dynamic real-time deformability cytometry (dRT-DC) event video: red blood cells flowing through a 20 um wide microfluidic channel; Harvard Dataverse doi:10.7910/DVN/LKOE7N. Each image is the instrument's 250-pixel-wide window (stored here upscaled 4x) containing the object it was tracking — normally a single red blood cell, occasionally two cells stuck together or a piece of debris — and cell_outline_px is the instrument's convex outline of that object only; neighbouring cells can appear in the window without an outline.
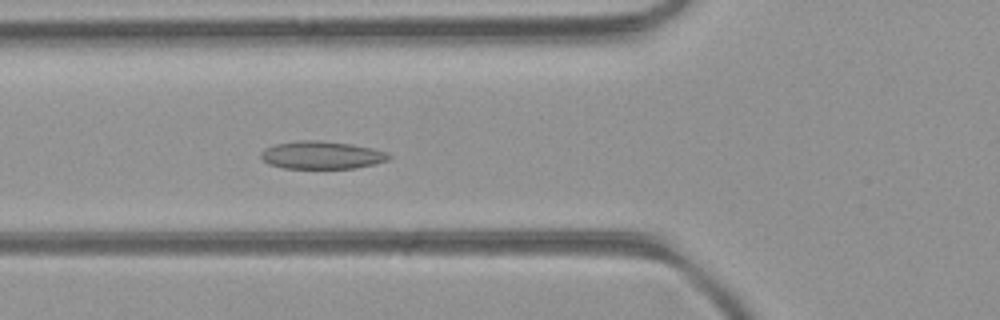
{"species": "common noctule bat (a hibernating species)", "species_latin": "Nyctalus noctula", "temperature_condition": "room temperature", "stored_images_in_passage": 41, "camera_frame_rate_fps": 3000, "um_per_image_px": 0.085, "animal": {"sex": "female", "body_mass_g": 21.9}, "frame": {"image": 1, "passage_image": 9, "time_ms": 2.667, "image_size_px": [1000, 320], "cell_outline_px": [[392, 156], [388, 160], [376, 164], [356, 168], [284, 168], [268, 164], [260, 156], [260, 152], [264, 148], [276, 144], [300, 140], [316, 140], [352, 144], [372, 148], [388, 152]], "centroid_in_image_um": [27.36, 13.18], "position_along_channel_um": 98.4, "area_um2": 20.81}}
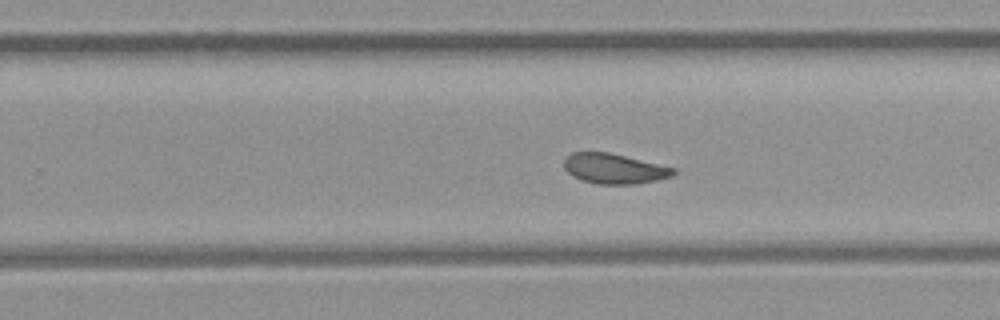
{"frame": {"image": 2, "passage_image": 22, "time_ms": 7.0, "image_size_px": [1000, 320], "cell_outline_px": [[676, 172], [672, 176], [656, 180], [636, 184], [596, 184], [580, 180], [572, 176], [564, 168], [564, 160], [572, 152], [608, 152], [676, 168]], "centroid_in_image_um": [52.19, 14.34], "position_along_channel_um": 277.6, "area_um2": 19.19}}
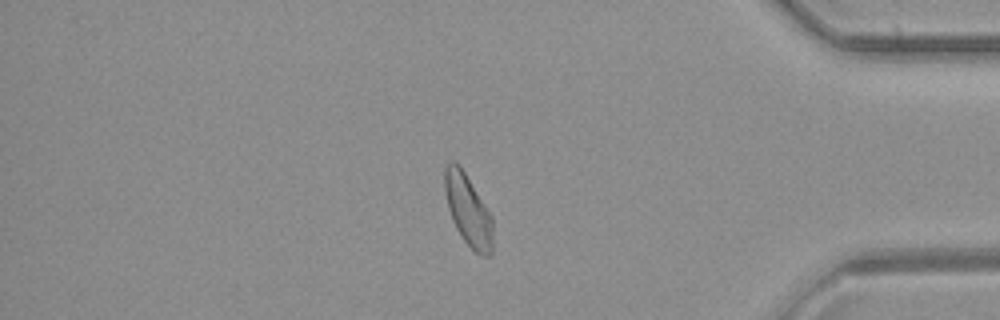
{"frame": {"image": 3, "passage_image": 33, "time_ms": 10.667, "image_size_px": [1000, 320], "cell_outline_px": [[492, 252], [488, 256], [480, 256], [464, 240], [456, 228], [452, 220], [448, 208], [444, 192], [444, 168], [448, 160], [456, 160], [460, 164], [492, 216]], "centroid_in_image_um": [39.76, 17.8], "position_along_channel_um": 395.4, "area_um2": 20.17}, "authors_computed_cell_mechanics": {"area_um2": 20.1144, "velocity_mm_per_s": 4.1335, "shape_relaxation_time_tau1_ms": null, "shape_relaxation_time_tau2_ms": 2.3859, "deformation_change_tau1": null, "deformation_change_tau2": 0.0707}}